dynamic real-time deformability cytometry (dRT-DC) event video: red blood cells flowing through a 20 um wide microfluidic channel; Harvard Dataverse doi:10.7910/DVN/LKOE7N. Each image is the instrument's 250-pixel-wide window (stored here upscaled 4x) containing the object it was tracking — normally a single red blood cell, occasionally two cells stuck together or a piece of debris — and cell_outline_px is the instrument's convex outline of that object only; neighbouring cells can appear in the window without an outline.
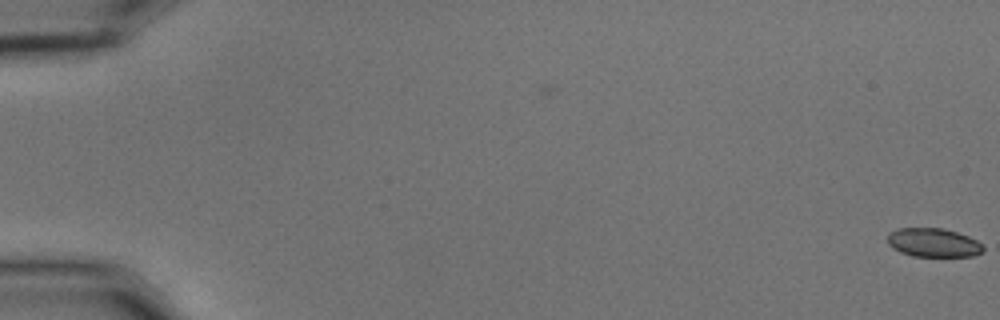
{"species": "common noctule bat (a hibernating species)", "species_latin": "Nyctalus noctula", "temperature_condition": "cold", "stored_images_in_passage": 5, "camera_frame_rate_fps": 3000, "um_per_image_px": 0.085, "animal": {"sex": "male", "body_mass_g": 15.6}, "frame": {"image": 1, "passage_image": 5, "time_ms": 1.333, "image_size_px": [1000, 320], "cell_outline_px": [[984, 252], [972, 256], [912, 256], [900, 252], [892, 248], [888, 244], [888, 232], [896, 228], [944, 228], [968, 236], [976, 240], [984, 248]], "centroid_in_image_um": [79.31, 20.62], "position_along_channel_um": 5.7, "area_um2": 16.13}}